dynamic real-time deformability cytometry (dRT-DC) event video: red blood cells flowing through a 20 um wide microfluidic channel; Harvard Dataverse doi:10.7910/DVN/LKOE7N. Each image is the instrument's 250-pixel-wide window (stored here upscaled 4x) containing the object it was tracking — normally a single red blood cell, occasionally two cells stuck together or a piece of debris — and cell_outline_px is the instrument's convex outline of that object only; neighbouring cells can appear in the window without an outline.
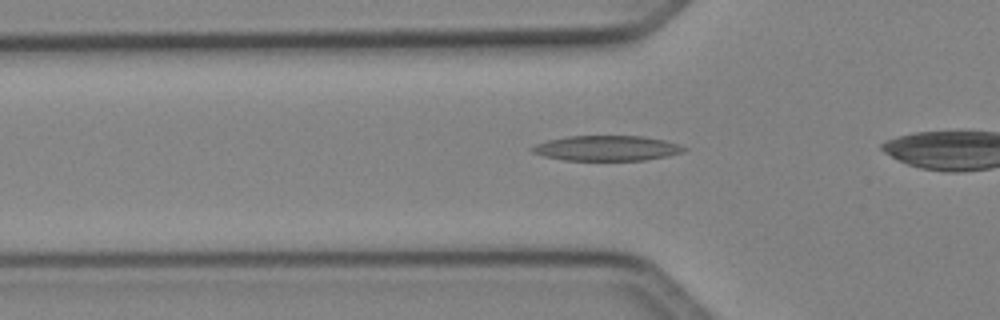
{"species": "Egyptian fruit bat (a non-hibernating species)", "species_latin": "Rousettus aegyptiacus", "temperature_condition": "cold", "stored_images_in_passage": 32, "camera_frame_rate_fps": 3000, "um_per_image_px": 0.085, "animal": {"sex": "female"}, "frame": {"image": 1, "passage_image": 9, "time_ms": 2.667, "image_size_px": [1000, 320], "cell_outline_px": [[688, 148], [684, 152], [668, 156], [644, 160], [564, 160], [544, 156], [532, 152], [528, 148], [536, 144], [548, 140], [568, 136], [644, 136], [664, 140]], "centroid_in_image_um": [51.57, 12.59], "position_along_channel_um": 74.2, "area_um2": 22.25}}
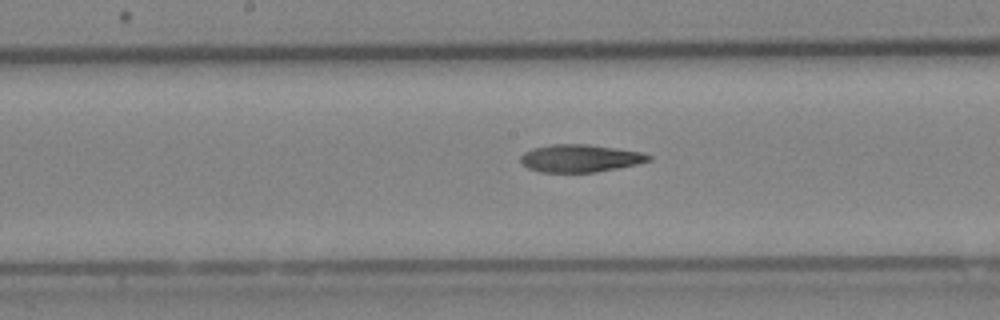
{"frame": {"image": 2, "passage_image": 18, "time_ms": 5.667, "image_size_px": [1000, 320], "cell_outline_px": [[652, 160], [636, 164], [596, 172], [540, 172], [528, 168], [520, 160], [520, 156], [524, 152], [532, 148], [552, 144], [588, 144], [644, 152], [652, 156]], "centroid_in_image_um": [49.32, 13.44], "position_along_channel_um": 198.9, "area_um2": 20.63}}
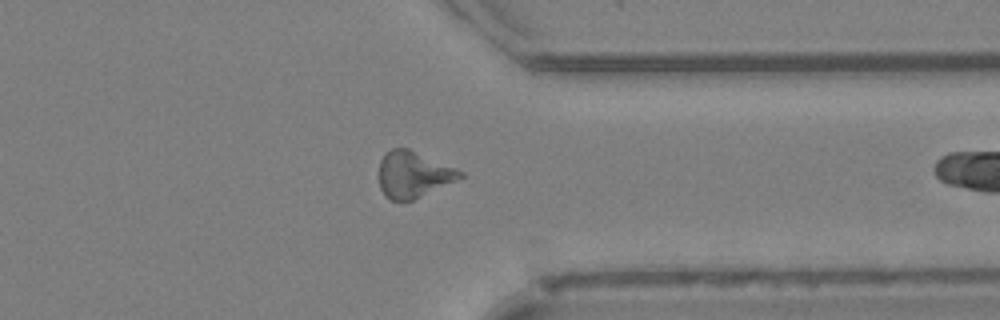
{"frame": {"image": 3, "passage_image": 31, "time_ms": 10.0, "image_size_px": [1000, 320], "cell_outline_px": [[464, 176], [456, 180], [412, 200], [392, 200], [380, 188], [380, 160], [384, 152], [392, 148], [408, 148], [456, 168], [464, 172]], "centroid_in_image_um": [35.13, 14.8], "position_along_channel_um": 376.3, "area_um2": 21.5}}